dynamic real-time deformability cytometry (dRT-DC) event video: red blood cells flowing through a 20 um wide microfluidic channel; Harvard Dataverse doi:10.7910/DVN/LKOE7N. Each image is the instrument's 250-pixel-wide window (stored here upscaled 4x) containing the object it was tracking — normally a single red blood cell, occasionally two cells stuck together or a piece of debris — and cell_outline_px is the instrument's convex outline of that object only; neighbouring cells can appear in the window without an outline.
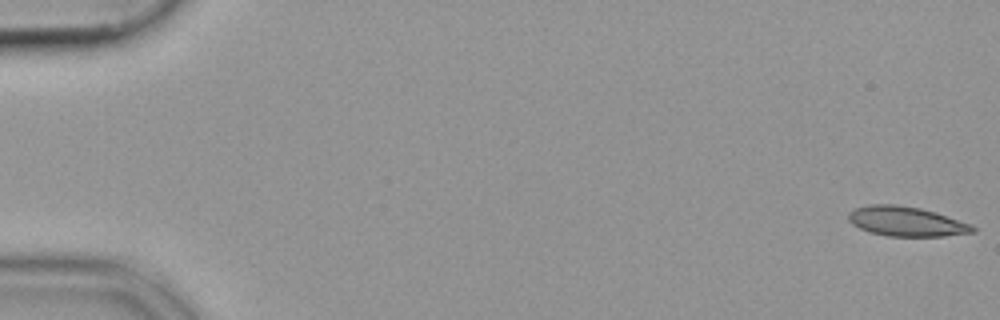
{"species": "common noctule bat (a hibernating species)", "species_latin": "Nyctalus noctula", "temperature_condition": "cold", "stored_images_in_passage": 53, "camera_frame_rate_fps": 3000, "um_per_image_px": 0.085, "animal": {"sex": "female", "body_mass_g": 19.9}, "frame": {"image": 1, "passage_image": 1, "time_ms": 0.0, "image_size_px": [1000, 320], "cell_outline_px": [[976, 232], [944, 236], [888, 236], [868, 232], [852, 224], [848, 220], [848, 212], [856, 208], [868, 204], [896, 204], [920, 208], [936, 212], [972, 224], [976, 228]], "centroid_in_image_um": [77.04, 18.82], "position_along_channel_um": 8.0, "area_um2": 21.68}}
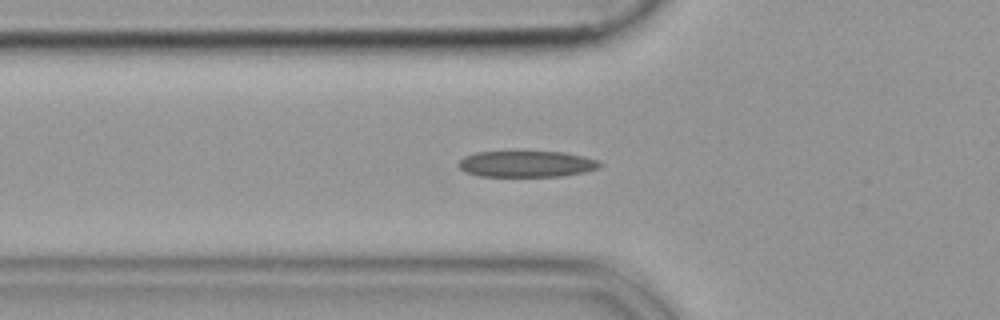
{"frame": {"image": 2, "passage_image": 19, "time_ms": 6.0, "image_size_px": [1000, 320], "cell_outline_px": [[604, 164], [600, 168], [584, 172], [560, 176], [480, 176], [464, 172], [456, 164], [464, 156], [476, 152], [560, 152], [584, 156], [600, 160]], "centroid_in_image_um": [44.77, 13.94], "position_along_channel_um": 81.0, "area_um2": 21.68}}
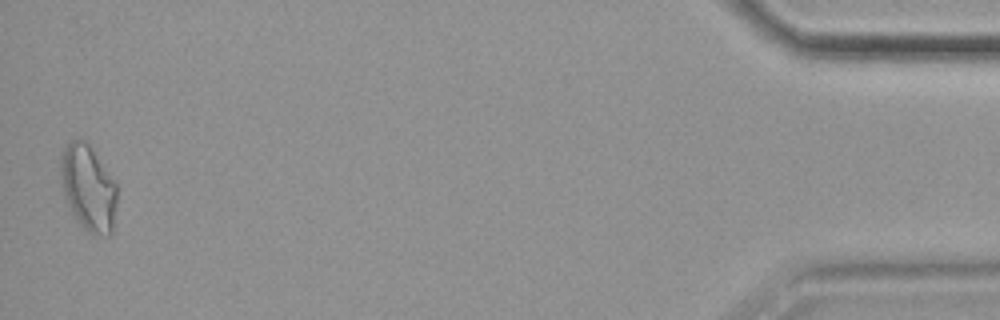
{"frame": {"image": 3, "passage_image": 53, "time_ms": 17.333, "image_size_px": [1000, 320], "cell_outline_px": [[116, 204], [112, 236], [100, 236], [88, 232], [80, 224], [72, 212], [64, 196], [60, 184], [60, 152], [72, 140], [84, 140], [88, 144], [116, 184]], "centroid_in_image_um": [7.48, 16.01], "position_along_channel_um": 427.7, "area_um2": 28.09}}